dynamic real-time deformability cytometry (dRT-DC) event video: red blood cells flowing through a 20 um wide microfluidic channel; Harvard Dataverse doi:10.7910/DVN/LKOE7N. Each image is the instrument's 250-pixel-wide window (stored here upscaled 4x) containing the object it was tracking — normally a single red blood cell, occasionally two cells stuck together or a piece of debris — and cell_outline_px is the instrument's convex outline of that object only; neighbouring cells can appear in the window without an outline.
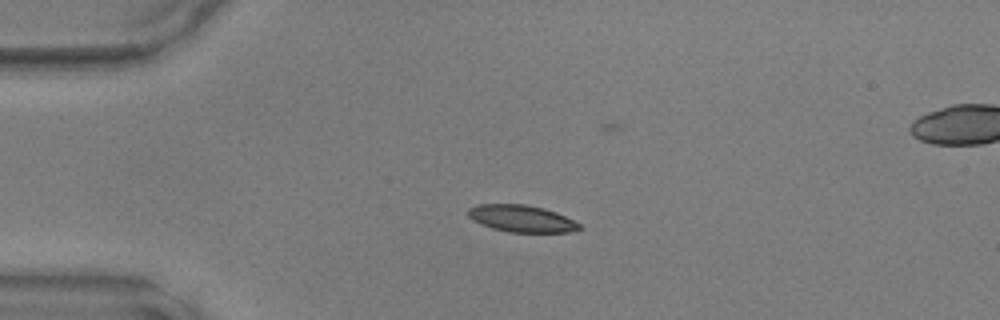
{"species": "common noctule bat (a hibernating species)", "species_latin": "Nyctalus noctula", "temperature_condition": "warm", "stored_images_in_passage": 40, "camera_frame_rate_fps": 3000, "um_per_image_px": 0.085, "animal": {"sex": "male", "body_mass_g": 17.9, "forearm_length_mm": 54.2}, "frame": {"image": 1, "passage_image": 11, "time_ms": 3.333, "image_size_px": [1000, 320], "cell_outline_px": [[584, 228], [568, 232], [508, 232], [492, 228], [480, 224], [472, 220], [468, 216], [468, 208], [476, 204], [524, 204], [544, 208], [556, 212], [580, 224]], "centroid_in_image_um": [44.3, 18.57], "position_along_channel_um": 40.7, "area_um2": 17.51}}
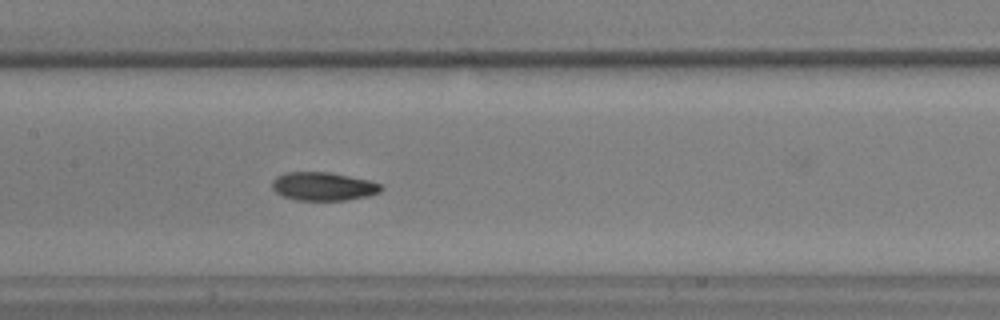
{"frame": {"image": 2, "passage_image": 23, "time_ms": 7.333, "image_size_px": [1000, 320], "cell_outline_px": [[384, 188], [380, 192], [368, 196], [344, 200], [296, 200], [284, 196], [276, 192], [272, 188], [272, 180], [276, 176], [284, 172], [328, 172], [368, 180], [380, 184]], "centroid_in_image_um": [27.46, 15.84], "position_along_channel_um": 179.9, "area_um2": 17.98}}
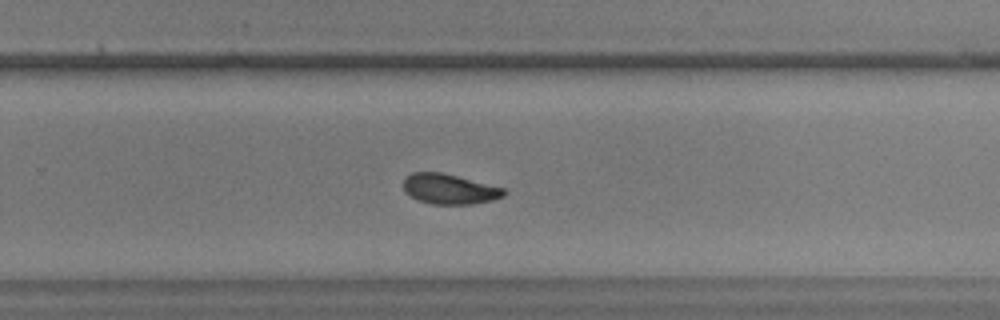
{"frame": {"image": 3, "passage_image": 31, "time_ms": 10.0, "image_size_px": [1000, 320], "cell_outline_px": [[508, 192], [504, 196], [492, 200], [472, 204], [432, 204], [420, 200], [404, 192], [404, 180], [412, 172], [440, 172], [504, 188]], "centroid_in_image_um": [38.22, 16.07], "position_along_channel_um": 291.6, "area_um2": 17.4}}